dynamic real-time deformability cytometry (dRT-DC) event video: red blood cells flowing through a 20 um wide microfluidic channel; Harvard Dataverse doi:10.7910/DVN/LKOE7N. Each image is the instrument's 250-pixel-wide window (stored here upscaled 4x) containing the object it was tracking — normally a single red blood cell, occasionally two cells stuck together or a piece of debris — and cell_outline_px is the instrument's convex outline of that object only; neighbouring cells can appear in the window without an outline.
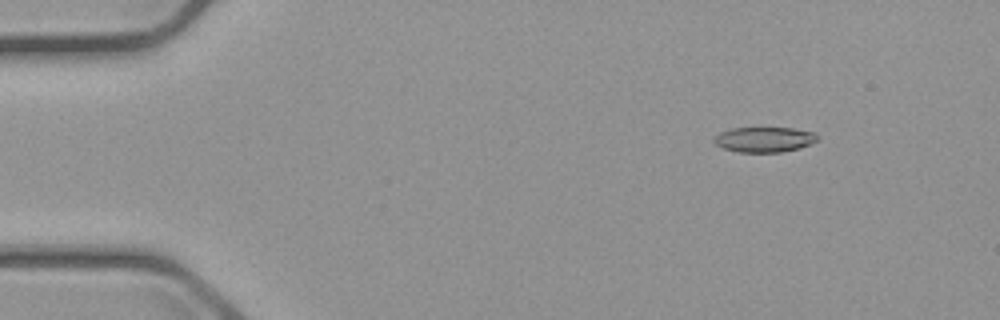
{"species": "common noctule bat (a hibernating species)", "species_latin": "Nyctalus noctula", "temperature_condition": "cold", "stored_images_in_passage": 5, "camera_frame_rate_fps": 3000, "um_per_image_px": 0.085, "animal": {"sex": "male", "body_mass_g": 23.1, "forearm_length_mm": 52.7}, "frame": {"image": 1, "passage_image": 1, "time_ms": 0.0, "image_size_px": [1000, 320], "cell_outline_px": [[816, 140], [800, 148], [780, 152], [740, 152], [724, 148], [716, 144], [712, 140], [720, 132], [732, 128], [792, 128], [816, 132]], "centroid_in_image_um": [64.95, 11.85], "position_along_channel_um": 20.1, "area_um2": 14.97}}
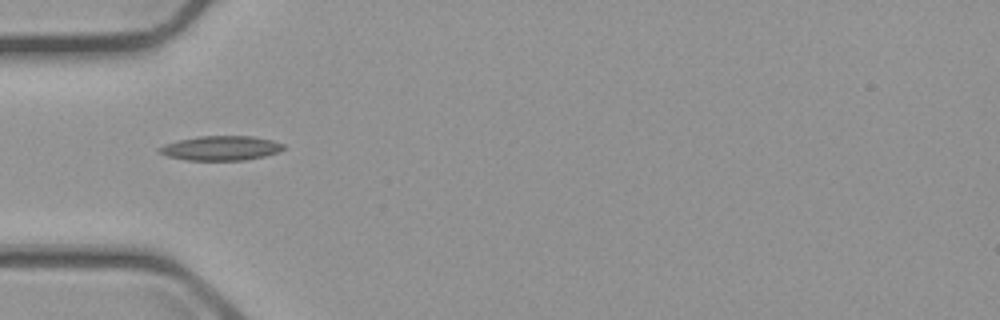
{"frame": {"image": 2, "passage_image": 4, "time_ms": 3.667, "image_size_px": [1000, 320], "cell_outline_px": [[284, 148], [276, 152], [264, 156], [244, 160], [184, 160], [168, 156], [156, 152], [156, 148], [180, 140], [200, 136], [252, 136], [272, 140], [284, 144]], "centroid_in_image_um": [18.75, 12.59], "position_along_channel_um": 66.3, "area_um2": 17.57}}
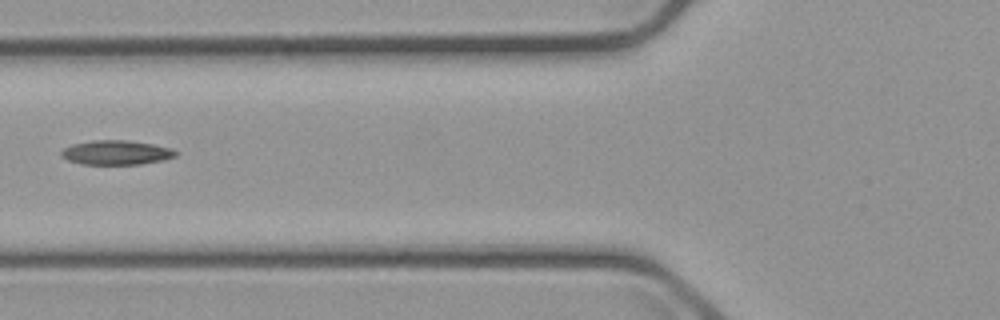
{"frame": {"image": 3, "passage_image": 5, "time_ms": 5.0, "image_size_px": [1000, 320], "cell_outline_px": [[176, 156], [164, 160], [140, 164], [80, 164], [68, 160], [60, 156], [60, 152], [64, 148], [72, 144], [92, 140], [124, 140], [152, 144], [168, 148], [176, 152]], "centroid_in_image_um": [9.82, 12.97], "position_along_channel_um": 116.0, "area_um2": 16.13}}